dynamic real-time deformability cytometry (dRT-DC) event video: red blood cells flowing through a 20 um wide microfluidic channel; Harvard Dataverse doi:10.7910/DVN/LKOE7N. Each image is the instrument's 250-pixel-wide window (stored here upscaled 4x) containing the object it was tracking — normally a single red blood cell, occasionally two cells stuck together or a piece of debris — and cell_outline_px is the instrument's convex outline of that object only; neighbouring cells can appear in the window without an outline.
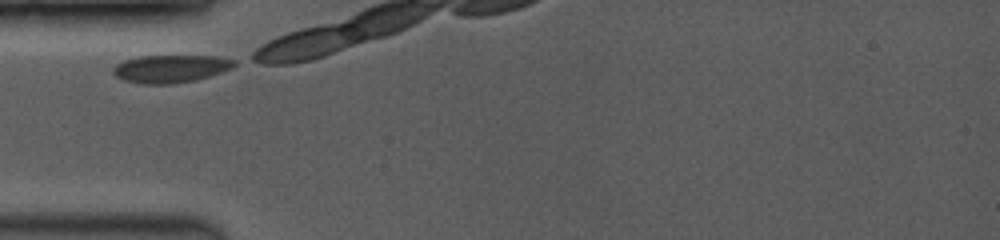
{"species": "common noctule bat (a hibernating species)", "species_latin": "Nyctalus noctula", "temperature_condition": "room temperature", "stored_images_in_passage": 24, "camera_frame_rate_fps": 3500, "um_per_image_px": 0.085, "animal": {"sex": "female", "body_mass_g": 19.0, "forearm_length_mm": 53.3}, "frame": {"image": 1, "passage_image": 1, "time_ms": 0.0, "image_size_px": [1000, 240], "cell_outline_px": [[236, 64], [232, 68], [196, 80], [168, 84], [140, 84], [124, 80], [116, 76], [112, 72], [112, 68], [116, 64], [124, 60], [140, 56], [216, 56], [236, 60]], "centroid_in_image_um": [14.47, 5.84], "position_along_channel_um": 70.5, "area_um2": 19.54}}